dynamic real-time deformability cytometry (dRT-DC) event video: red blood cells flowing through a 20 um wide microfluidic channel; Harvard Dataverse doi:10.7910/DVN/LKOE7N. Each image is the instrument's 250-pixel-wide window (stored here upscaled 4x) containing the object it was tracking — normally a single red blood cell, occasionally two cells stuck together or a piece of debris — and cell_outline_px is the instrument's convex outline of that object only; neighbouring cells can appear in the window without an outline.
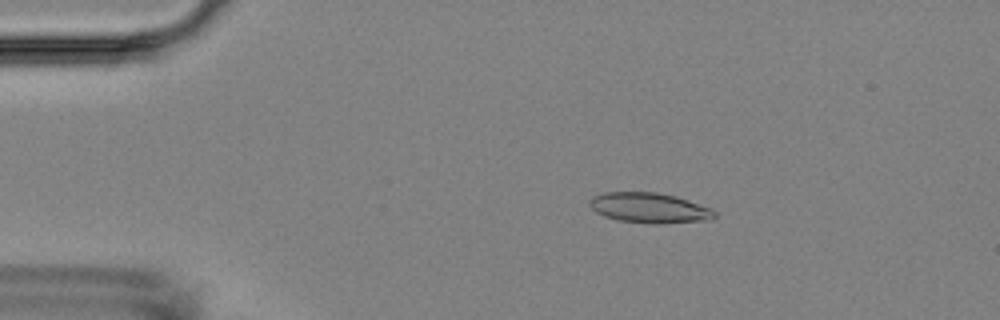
{"species": "Egyptian fruit bat (a non-hibernating species)", "species_latin": "Rousettus aegyptiacus", "temperature_condition": "room temperature", "stored_images_in_passage": 5, "camera_frame_rate_fps": 3000, "um_per_image_px": 0.085, "animal": {"sex": "female"}, "frame": {"image": 1, "passage_image": 2, "time_ms": 1.0, "image_size_px": [1000, 320], "cell_outline_px": [[716, 216], [712, 220], [660, 224], [656, 224], [620, 220], [604, 216], [596, 212], [588, 204], [588, 200], [592, 196], [604, 192], [656, 192], [676, 196], [712, 208], [716, 212]], "centroid_in_image_um": [55.22, 17.67], "position_along_channel_um": 29.8, "area_um2": 22.2}}
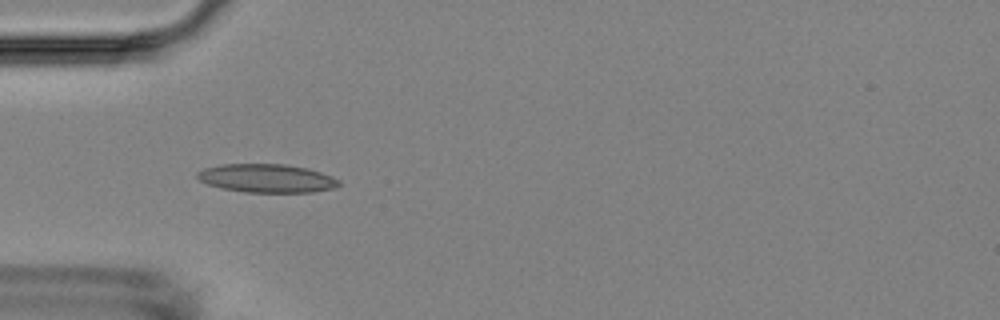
{"frame": {"image": 2, "passage_image": 4, "time_ms": 3.333, "image_size_px": [1000, 320], "cell_outline_px": [[340, 184], [332, 188], [312, 192], [244, 192], [220, 188], [208, 184], [200, 180], [196, 176], [196, 172], [204, 168], [220, 164], [284, 164], [308, 168], [332, 176], [340, 180]], "centroid_in_image_um": [22.65, 15.15], "position_along_channel_um": 62.4, "area_um2": 23.52}}